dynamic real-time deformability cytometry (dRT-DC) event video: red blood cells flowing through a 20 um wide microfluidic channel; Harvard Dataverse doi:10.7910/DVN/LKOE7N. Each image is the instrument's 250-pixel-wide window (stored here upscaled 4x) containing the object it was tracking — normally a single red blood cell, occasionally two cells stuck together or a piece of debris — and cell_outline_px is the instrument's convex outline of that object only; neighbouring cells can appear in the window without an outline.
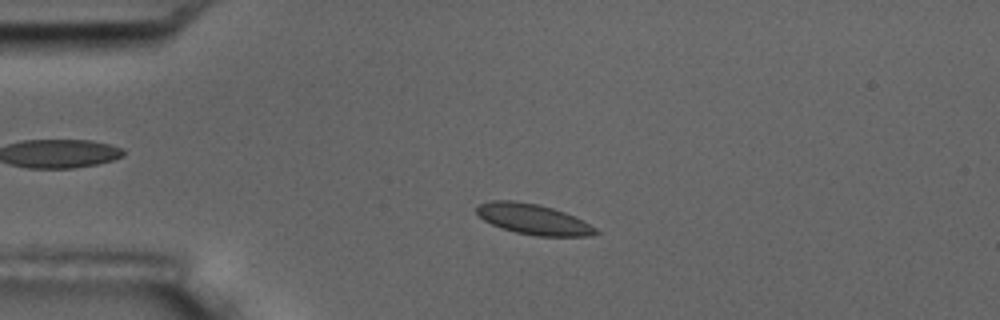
{"species": "common noctule bat (a hibernating species)", "species_latin": "Nyctalus noctula", "temperature_condition": "room temperature", "stored_images_in_passage": 2, "camera_frame_rate_fps": 3000, "um_per_image_px": 0.085, "animal": {"sex": "male", "body_mass_g": 17.5, "forearm_length_mm": 52.3}, "frame": {"image": 1, "passage_image": 2, "time_ms": 1.333, "image_size_px": [1000, 320], "cell_outline_px": [[600, 232], [592, 236], [536, 236], [516, 232], [500, 228], [484, 220], [476, 212], [476, 208], [480, 204], [492, 200], [512, 200], [536, 204], [552, 208], [564, 212], [596, 228]], "centroid_in_image_um": [45.31, 18.64], "position_along_channel_um": 39.7, "area_um2": 20.87}}